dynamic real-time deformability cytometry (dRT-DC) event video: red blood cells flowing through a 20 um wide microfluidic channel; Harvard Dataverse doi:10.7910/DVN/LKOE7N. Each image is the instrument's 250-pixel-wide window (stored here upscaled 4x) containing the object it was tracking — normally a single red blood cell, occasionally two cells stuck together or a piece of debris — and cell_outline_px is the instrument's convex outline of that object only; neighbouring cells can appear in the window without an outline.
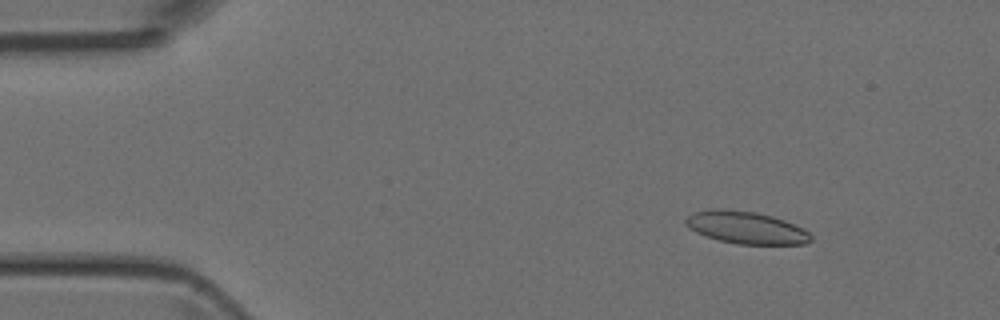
{"species": "Egyptian fruit bat (a non-hibernating species)", "species_latin": "Rousettus aegyptiacus", "temperature_condition": "room temperature", "stored_images_in_passage": 5, "camera_frame_rate_fps": 3000, "um_per_image_px": 0.085, "animal": {"sex": "female"}, "frame": {"image": 1, "passage_image": 1, "time_ms": 0.0, "image_size_px": [1000, 320], "cell_outline_px": [[812, 240], [804, 244], [736, 244], [704, 236], [688, 228], [684, 220], [692, 212], [712, 208], [720, 208], [756, 212], [772, 216], [784, 220], [804, 228], [812, 236]], "centroid_in_image_um": [63.39, 19.34], "position_along_channel_um": 21.6, "area_um2": 23.76}}
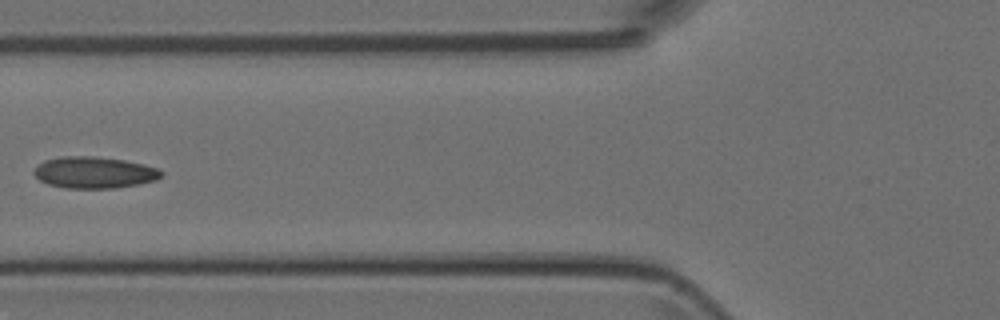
{"frame": {"image": 2, "passage_image": 5, "time_ms": 4.333, "image_size_px": [1000, 320], "cell_outline_px": [[164, 172], [156, 180], [140, 184], [112, 188], [64, 188], [48, 184], [40, 180], [32, 172], [44, 160], [64, 156], [88, 156], [124, 160], [144, 164], [160, 168]], "centroid_in_image_um": [8.04, 14.66], "position_along_channel_um": 117.8, "area_um2": 23.35}}